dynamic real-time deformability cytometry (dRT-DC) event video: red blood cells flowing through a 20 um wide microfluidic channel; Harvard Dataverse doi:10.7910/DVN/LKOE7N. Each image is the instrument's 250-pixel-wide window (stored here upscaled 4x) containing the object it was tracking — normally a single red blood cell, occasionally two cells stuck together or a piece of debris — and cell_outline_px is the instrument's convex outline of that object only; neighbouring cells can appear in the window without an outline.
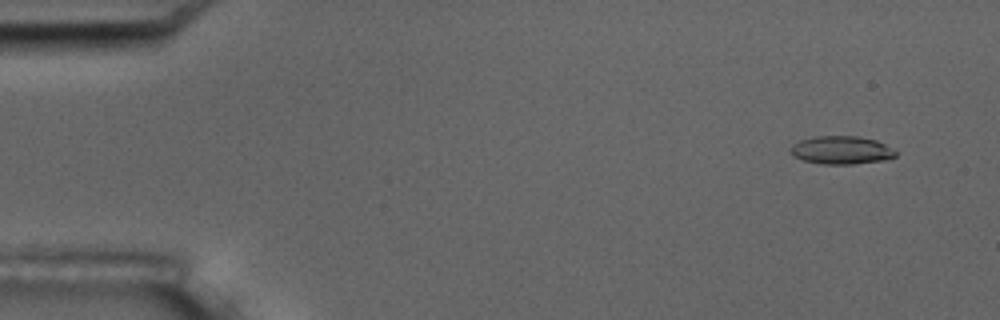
{"species": "common noctule bat (a hibernating species)", "species_latin": "Nyctalus noctula", "temperature_condition": "room temperature", "stored_images_in_passage": 5, "camera_frame_rate_fps": 3000, "um_per_image_px": 0.085, "animal": {"sex": "male", "body_mass_g": 17.5, "forearm_length_mm": 52.3}, "frame": {"image": 1, "passage_image": 1, "time_ms": 0.0, "image_size_px": [1000, 320], "cell_outline_px": [[896, 156], [884, 160], [852, 164], [820, 164], [804, 160], [792, 156], [792, 144], [800, 140], [816, 136], [860, 136], [876, 140], [884, 144], [896, 152]], "centroid_in_image_um": [71.51, 12.76], "position_along_channel_um": 13.5, "area_um2": 17.11}}
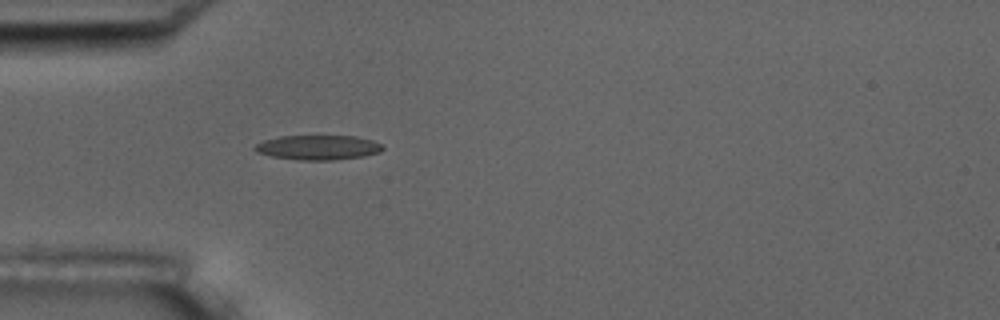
{"frame": {"image": 2, "passage_image": 5, "time_ms": 4.333, "image_size_px": [1000, 320], "cell_outline_px": [[384, 148], [380, 152], [364, 156], [332, 160], [300, 160], [272, 156], [256, 152], [252, 148], [256, 144], [264, 140], [280, 136], [356, 136], [372, 140], [380, 144]], "centroid_in_image_um": [27.02, 12.53], "position_along_channel_um": 58.0, "area_um2": 18.32}}